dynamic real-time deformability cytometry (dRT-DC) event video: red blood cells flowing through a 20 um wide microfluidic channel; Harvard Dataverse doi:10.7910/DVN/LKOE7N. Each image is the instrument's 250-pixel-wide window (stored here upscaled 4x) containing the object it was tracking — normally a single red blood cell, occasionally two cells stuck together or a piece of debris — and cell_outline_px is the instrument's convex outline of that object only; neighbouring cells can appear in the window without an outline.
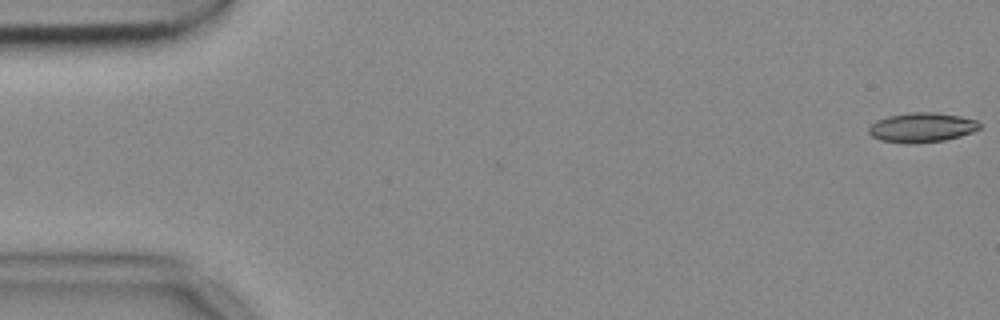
{"species": "common noctule bat (a hibernating species)", "species_latin": "Nyctalus noctula", "temperature_condition": "cold", "stored_images_in_passage": 54, "camera_frame_rate_fps": 3000, "um_per_image_px": 0.085, "animal": {"sex": "female", "body_mass_g": 18.4}, "frame": {"image": 1, "passage_image": 1, "time_ms": 0.0, "image_size_px": [1000, 320], "cell_outline_px": [[980, 128], [972, 132], [960, 136], [944, 140], [916, 144], [908, 144], [880, 140], [872, 136], [868, 132], [868, 128], [876, 120], [888, 116], [912, 112], [936, 112], [960, 116], [976, 120], [980, 124]], "centroid_in_image_um": [78.34, 10.84], "position_along_channel_um": 6.7, "area_um2": 19.19}}
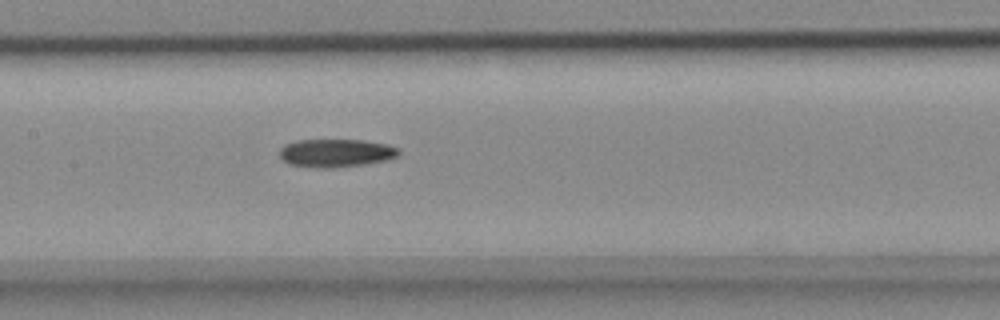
{"frame": {"image": 2, "passage_image": 26, "time_ms": 8.333, "image_size_px": [1000, 320], "cell_outline_px": [[400, 152], [396, 156], [388, 160], [364, 164], [332, 168], [320, 168], [288, 164], [280, 156], [280, 148], [284, 144], [296, 140], [364, 140], [388, 144], [400, 148]], "centroid_in_image_um": [28.57, 13.0], "position_along_channel_um": 178.8, "area_um2": 19.65}}
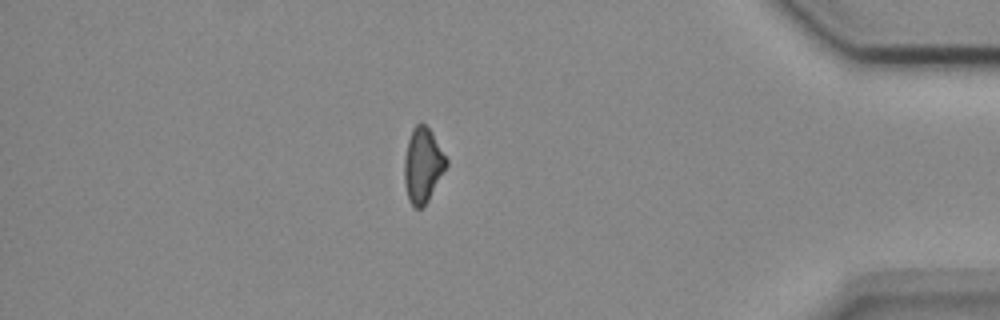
{"frame": {"image": 3, "passage_image": 47, "time_ms": 15.333, "image_size_px": [1000, 320], "cell_outline_px": [[448, 164], [424, 208], [416, 208], [408, 200], [404, 184], [404, 156], [408, 140], [412, 128], [420, 120], [432, 132], [448, 160]], "centroid_in_image_um": [35.92, 14.04], "position_along_channel_um": 399.3, "area_um2": 18.5}}